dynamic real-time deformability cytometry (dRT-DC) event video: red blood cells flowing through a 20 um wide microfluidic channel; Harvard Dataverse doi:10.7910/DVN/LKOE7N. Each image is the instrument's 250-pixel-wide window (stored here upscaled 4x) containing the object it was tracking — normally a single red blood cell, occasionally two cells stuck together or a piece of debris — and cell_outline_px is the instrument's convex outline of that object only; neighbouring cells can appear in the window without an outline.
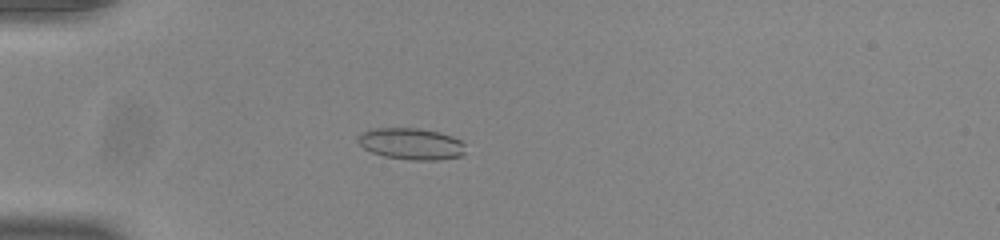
{"species": "common noctule bat (a hibernating species)", "species_latin": "Nyctalus noctula", "temperature_condition": "room temperature", "stored_images_in_passage": 54, "camera_frame_rate_fps": 3000, "um_per_image_px": 0.085, "animal": {"sex": "male", "body_mass_g": 20.0, "forearm_length_mm": 53.3}, "frame": {"image": 1, "passage_image": 16, "time_ms": 5.0, "image_size_px": [1000, 240], "cell_outline_px": [[464, 152], [460, 156], [440, 160], [412, 160], [384, 156], [372, 152], [364, 148], [356, 140], [364, 132], [372, 128], [416, 128], [440, 132], [452, 136], [460, 140], [464, 144]], "centroid_in_image_um": [34.97, 12.22], "position_along_channel_um": 50.0, "area_um2": 19.65}}
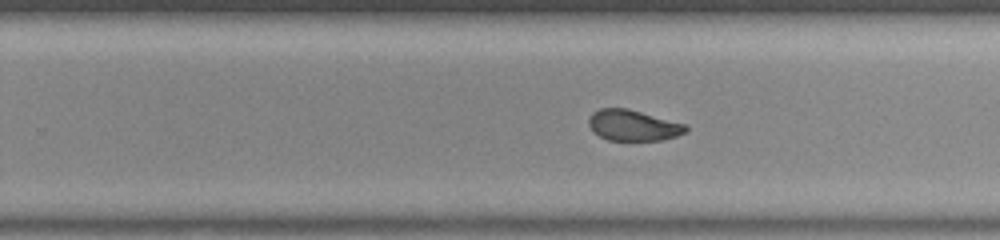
{"frame": {"image": 2, "passage_image": 35, "time_ms": 11.333, "image_size_px": [1000, 240], "cell_outline_px": [[688, 128], [684, 132], [676, 136], [664, 140], [608, 140], [592, 132], [588, 124], [588, 120], [592, 112], [600, 108], [628, 108], [688, 124]], "centroid_in_image_um": [53.81, 10.64], "position_along_channel_um": 276.0, "area_um2": 17.69}}
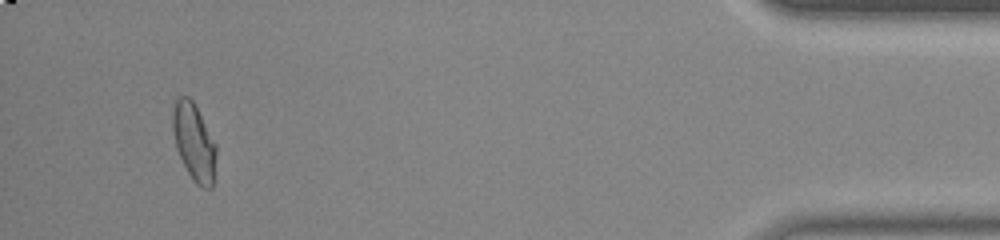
{"frame": {"image": 3, "passage_image": 51, "time_ms": 16.667, "image_size_px": [1000, 240], "cell_outline_px": [[216, 156], [212, 188], [204, 188], [196, 184], [192, 180], [176, 148], [172, 128], [172, 112], [176, 100], [180, 96], [188, 96], [192, 100], [216, 144]], "centroid_in_image_um": [16.48, 12.09], "position_along_channel_um": 418.7, "area_um2": 19.36}, "authors_computed_cell_mechanics": {"area_um2": 19.2763, "velocity_mm_per_s": 3.8814, "shape_relaxation_time_tau1_ms": null, "shape_relaxation_time_tau2_ms": 1.3829, "deformation_change_tau1": null, "deformation_change_tau2": 0.0539}}